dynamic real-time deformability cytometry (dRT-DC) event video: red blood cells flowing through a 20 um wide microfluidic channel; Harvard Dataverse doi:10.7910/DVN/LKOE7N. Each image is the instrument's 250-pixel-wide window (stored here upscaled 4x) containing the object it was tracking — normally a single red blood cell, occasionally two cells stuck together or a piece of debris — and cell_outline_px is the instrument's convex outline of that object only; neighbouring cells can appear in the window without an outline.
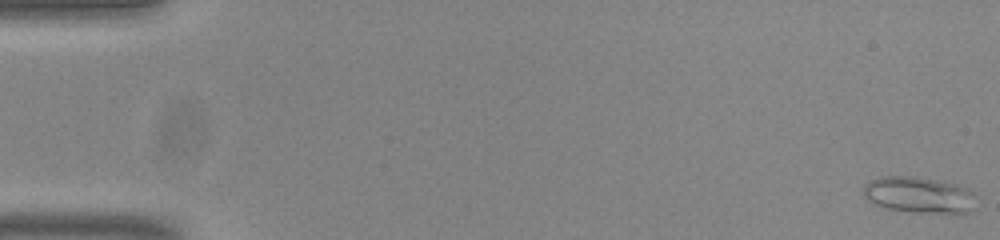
{"species": "common noctule bat (a hibernating species)", "species_latin": "Nyctalus noctula", "temperature_condition": "room temperature", "stored_images_in_passage": 54, "camera_frame_rate_fps": 3000, "um_per_image_px": 0.085, "animal": {"sex": "male", "body_mass_g": 20.0, "forearm_length_mm": 53.3}, "frame": {"image": 1, "passage_image": 1, "time_ms": 0.0, "image_size_px": [1000, 240], "cell_outline_px": [[972, 192], [968, 212], [956, 216], [916, 212], [888, 208], [876, 204], [868, 200], [864, 196], [864, 184], [868, 180], [880, 176], [912, 176], [936, 180], [956, 184], [968, 188]], "centroid_in_image_um": [78.07, 16.58], "position_along_channel_um": 6.9, "area_um2": 23.81}}
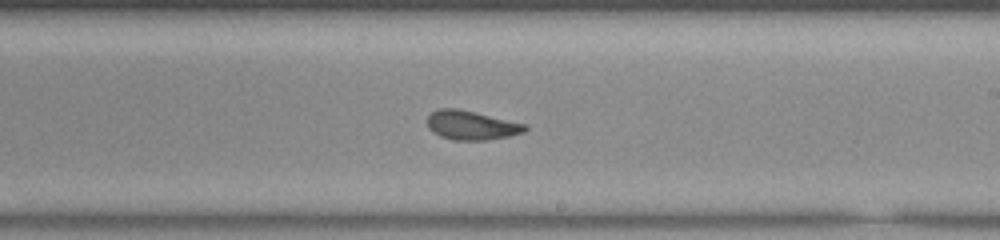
{"frame": {"image": 2, "passage_image": 32, "time_ms": 10.333, "image_size_px": [1000, 240], "cell_outline_px": [[528, 128], [524, 132], [508, 136], [484, 140], [452, 140], [440, 136], [432, 132], [428, 128], [428, 116], [436, 108], [456, 108], [528, 124]], "centroid_in_image_um": [40.06, 10.64], "position_along_channel_um": 248.9, "area_um2": 16.59}}
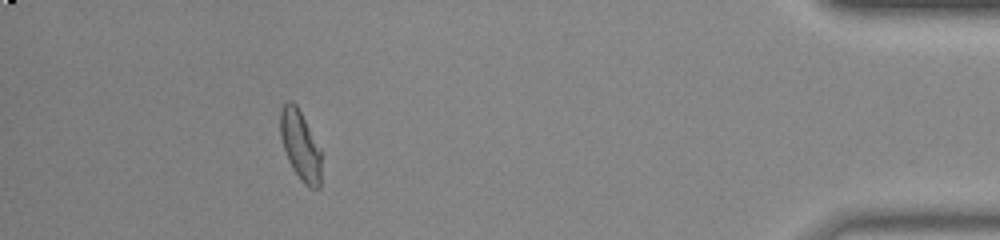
{"frame": {"image": 3, "passage_image": 49, "time_ms": 16.0, "image_size_px": [1000, 240], "cell_outline_px": [[320, 188], [308, 188], [300, 180], [292, 168], [288, 160], [280, 136], [280, 108], [288, 100], [292, 100], [296, 104], [320, 152]], "centroid_in_image_um": [25.48, 12.37], "position_along_channel_um": 409.7, "area_um2": 16.24}, "authors_computed_cell_mechanics": {"area_um2": 17.051, "velocity_mm_per_s": 3.8238, "shape_relaxation_time_tau1_ms": null, "shape_relaxation_time_tau2_ms": 1.2438, "deformation_change_tau1": null, "deformation_change_tau2": 0.0748}}